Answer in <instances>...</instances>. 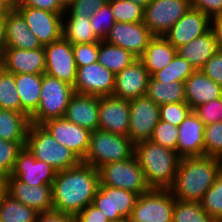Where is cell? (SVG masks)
Returning <instances> with one entry per match:
<instances>
[{
  "mask_svg": "<svg viewBox=\"0 0 222 222\" xmlns=\"http://www.w3.org/2000/svg\"><path fill=\"white\" fill-rule=\"evenodd\" d=\"M177 154L183 157L205 155L204 131L205 124L192 111L178 126Z\"/></svg>",
  "mask_w": 222,
  "mask_h": 222,
  "instance_id": "obj_22",
  "label": "cell"
},
{
  "mask_svg": "<svg viewBox=\"0 0 222 222\" xmlns=\"http://www.w3.org/2000/svg\"><path fill=\"white\" fill-rule=\"evenodd\" d=\"M30 124L27 114L0 109V139L18 142L25 147Z\"/></svg>",
  "mask_w": 222,
  "mask_h": 222,
  "instance_id": "obj_29",
  "label": "cell"
},
{
  "mask_svg": "<svg viewBox=\"0 0 222 222\" xmlns=\"http://www.w3.org/2000/svg\"><path fill=\"white\" fill-rule=\"evenodd\" d=\"M201 71L222 86V53L216 52L202 67Z\"/></svg>",
  "mask_w": 222,
  "mask_h": 222,
  "instance_id": "obj_48",
  "label": "cell"
},
{
  "mask_svg": "<svg viewBox=\"0 0 222 222\" xmlns=\"http://www.w3.org/2000/svg\"><path fill=\"white\" fill-rule=\"evenodd\" d=\"M74 94L72 85L46 73L42 74L39 106L30 116L31 123L43 124L47 120L64 117Z\"/></svg>",
  "mask_w": 222,
  "mask_h": 222,
  "instance_id": "obj_6",
  "label": "cell"
},
{
  "mask_svg": "<svg viewBox=\"0 0 222 222\" xmlns=\"http://www.w3.org/2000/svg\"><path fill=\"white\" fill-rule=\"evenodd\" d=\"M58 1L66 9L70 5L72 0H58Z\"/></svg>",
  "mask_w": 222,
  "mask_h": 222,
  "instance_id": "obj_58",
  "label": "cell"
},
{
  "mask_svg": "<svg viewBox=\"0 0 222 222\" xmlns=\"http://www.w3.org/2000/svg\"><path fill=\"white\" fill-rule=\"evenodd\" d=\"M114 222H128V218H123V219H121L119 221H114Z\"/></svg>",
  "mask_w": 222,
  "mask_h": 222,
  "instance_id": "obj_60",
  "label": "cell"
},
{
  "mask_svg": "<svg viewBox=\"0 0 222 222\" xmlns=\"http://www.w3.org/2000/svg\"><path fill=\"white\" fill-rule=\"evenodd\" d=\"M153 37L154 35L143 22H116L104 41L119 46L140 58Z\"/></svg>",
  "mask_w": 222,
  "mask_h": 222,
  "instance_id": "obj_15",
  "label": "cell"
},
{
  "mask_svg": "<svg viewBox=\"0 0 222 222\" xmlns=\"http://www.w3.org/2000/svg\"><path fill=\"white\" fill-rule=\"evenodd\" d=\"M21 113L29 117L37 110L40 101L42 74H14Z\"/></svg>",
  "mask_w": 222,
  "mask_h": 222,
  "instance_id": "obj_30",
  "label": "cell"
},
{
  "mask_svg": "<svg viewBox=\"0 0 222 222\" xmlns=\"http://www.w3.org/2000/svg\"><path fill=\"white\" fill-rule=\"evenodd\" d=\"M62 37L72 45L100 42L91 28L90 17L62 16Z\"/></svg>",
  "mask_w": 222,
  "mask_h": 222,
  "instance_id": "obj_31",
  "label": "cell"
},
{
  "mask_svg": "<svg viewBox=\"0 0 222 222\" xmlns=\"http://www.w3.org/2000/svg\"><path fill=\"white\" fill-rule=\"evenodd\" d=\"M221 170L222 159L206 155L183 157L169 190L177 200L200 202Z\"/></svg>",
  "mask_w": 222,
  "mask_h": 222,
  "instance_id": "obj_2",
  "label": "cell"
},
{
  "mask_svg": "<svg viewBox=\"0 0 222 222\" xmlns=\"http://www.w3.org/2000/svg\"><path fill=\"white\" fill-rule=\"evenodd\" d=\"M12 8H15L17 0H5Z\"/></svg>",
  "mask_w": 222,
  "mask_h": 222,
  "instance_id": "obj_59",
  "label": "cell"
},
{
  "mask_svg": "<svg viewBox=\"0 0 222 222\" xmlns=\"http://www.w3.org/2000/svg\"><path fill=\"white\" fill-rule=\"evenodd\" d=\"M174 197L169 189H150L139 195L131 218L140 222H172Z\"/></svg>",
  "mask_w": 222,
  "mask_h": 222,
  "instance_id": "obj_9",
  "label": "cell"
},
{
  "mask_svg": "<svg viewBox=\"0 0 222 222\" xmlns=\"http://www.w3.org/2000/svg\"><path fill=\"white\" fill-rule=\"evenodd\" d=\"M90 23L93 32L100 40H104L111 27L116 23L109 3L95 11L90 16Z\"/></svg>",
  "mask_w": 222,
  "mask_h": 222,
  "instance_id": "obj_40",
  "label": "cell"
},
{
  "mask_svg": "<svg viewBox=\"0 0 222 222\" xmlns=\"http://www.w3.org/2000/svg\"><path fill=\"white\" fill-rule=\"evenodd\" d=\"M25 18L31 32L42 46L62 38V16L64 13H52L30 6H15Z\"/></svg>",
  "mask_w": 222,
  "mask_h": 222,
  "instance_id": "obj_14",
  "label": "cell"
},
{
  "mask_svg": "<svg viewBox=\"0 0 222 222\" xmlns=\"http://www.w3.org/2000/svg\"><path fill=\"white\" fill-rule=\"evenodd\" d=\"M138 197L139 194L131 191L99 184L92 204L114 222L131 217Z\"/></svg>",
  "mask_w": 222,
  "mask_h": 222,
  "instance_id": "obj_10",
  "label": "cell"
},
{
  "mask_svg": "<svg viewBox=\"0 0 222 222\" xmlns=\"http://www.w3.org/2000/svg\"><path fill=\"white\" fill-rule=\"evenodd\" d=\"M36 222H76L75 216L56 210L40 212Z\"/></svg>",
  "mask_w": 222,
  "mask_h": 222,
  "instance_id": "obj_52",
  "label": "cell"
},
{
  "mask_svg": "<svg viewBox=\"0 0 222 222\" xmlns=\"http://www.w3.org/2000/svg\"><path fill=\"white\" fill-rule=\"evenodd\" d=\"M190 8V0H151L143 23L154 36H163Z\"/></svg>",
  "mask_w": 222,
  "mask_h": 222,
  "instance_id": "obj_8",
  "label": "cell"
},
{
  "mask_svg": "<svg viewBox=\"0 0 222 222\" xmlns=\"http://www.w3.org/2000/svg\"><path fill=\"white\" fill-rule=\"evenodd\" d=\"M98 170L100 185L121 188L139 195L151 189L134 154L128 159L107 163Z\"/></svg>",
  "mask_w": 222,
  "mask_h": 222,
  "instance_id": "obj_7",
  "label": "cell"
},
{
  "mask_svg": "<svg viewBox=\"0 0 222 222\" xmlns=\"http://www.w3.org/2000/svg\"><path fill=\"white\" fill-rule=\"evenodd\" d=\"M133 154L134 143L129 136L97 129L90 133L89 149L82 162L99 169L107 163L128 159Z\"/></svg>",
  "mask_w": 222,
  "mask_h": 222,
  "instance_id": "obj_5",
  "label": "cell"
},
{
  "mask_svg": "<svg viewBox=\"0 0 222 222\" xmlns=\"http://www.w3.org/2000/svg\"><path fill=\"white\" fill-rule=\"evenodd\" d=\"M191 8L199 10L210 19L222 16V0H190Z\"/></svg>",
  "mask_w": 222,
  "mask_h": 222,
  "instance_id": "obj_49",
  "label": "cell"
},
{
  "mask_svg": "<svg viewBox=\"0 0 222 222\" xmlns=\"http://www.w3.org/2000/svg\"><path fill=\"white\" fill-rule=\"evenodd\" d=\"M5 32L7 47L25 50L43 47L16 8H13L5 18Z\"/></svg>",
  "mask_w": 222,
  "mask_h": 222,
  "instance_id": "obj_26",
  "label": "cell"
},
{
  "mask_svg": "<svg viewBox=\"0 0 222 222\" xmlns=\"http://www.w3.org/2000/svg\"><path fill=\"white\" fill-rule=\"evenodd\" d=\"M128 1H132L133 3L145 8L151 0H128Z\"/></svg>",
  "mask_w": 222,
  "mask_h": 222,
  "instance_id": "obj_57",
  "label": "cell"
},
{
  "mask_svg": "<svg viewBox=\"0 0 222 222\" xmlns=\"http://www.w3.org/2000/svg\"><path fill=\"white\" fill-rule=\"evenodd\" d=\"M216 40L211 30L177 48V54L201 70L204 64L217 52Z\"/></svg>",
  "mask_w": 222,
  "mask_h": 222,
  "instance_id": "obj_27",
  "label": "cell"
},
{
  "mask_svg": "<svg viewBox=\"0 0 222 222\" xmlns=\"http://www.w3.org/2000/svg\"><path fill=\"white\" fill-rule=\"evenodd\" d=\"M43 47L46 61L45 73L73 86L77 65L72 44L62 37Z\"/></svg>",
  "mask_w": 222,
  "mask_h": 222,
  "instance_id": "obj_12",
  "label": "cell"
},
{
  "mask_svg": "<svg viewBox=\"0 0 222 222\" xmlns=\"http://www.w3.org/2000/svg\"><path fill=\"white\" fill-rule=\"evenodd\" d=\"M128 222H140V221H136V220L132 219L131 217H129Z\"/></svg>",
  "mask_w": 222,
  "mask_h": 222,
  "instance_id": "obj_61",
  "label": "cell"
},
{
  "mask_svg": "<svg viewBox=\"0 0 222 222\" xmlns=\"http://www.w3.org/2000/svg\"><path fill=\"white\" fill-rule=\"evenodd\" d=\"M7 49L6 44V32H5V18L0 19V62H2L5 50Z\"/></svg>",
  "mask_w": 222,
  "mask_h": 222,
  "instance_id": "obj_54",
  "label": "cell"
},
{
  "mask_svg": "<svg viewBox=\"0 0 222 222\" xmlns=\"http://www.w3.org/2000/svg\"><path fill=\"white\" fill-rule=\"evenodd\" d=\"M159 106L146 95L130 100L128 136L136 144L150 140L159 123Z\"/></svg>",
  "mask_w": 222,
  "mask_h": 222,
  "instance_id": "obj_11",
  "label": "cell"
},
{
  "mask_svg": "<svg viewBox=\"0 0 222 222\" xmlns=\"http://www.w3.org/2000/svg\"><path fill=\"white\" fill-rule=\"evenodd\" d=\"M149 78L150 75L143 62L138 59L115 74L113 96L129 101L145 96Z\"/></svg>",
  "mask_w": 222,
  "mask_h": 222,
  "instance_id": "obj_20",
  "label": "cell"
},
{
  "mask_svg": "<svg viewBox=\"0 0 222 222\" xmlns=\"http://www.w3.org/2000/svg\"><path fill=\"white\" fill-rule=\"evenodd\" d=\"M139 58L133 53L101 40L99 42L98 62L114 74L121 72Z\"/></svg>",
  "mask_w": 222,
  "mask_h": 222,
  "instance_id": "obj_33",
  "label": "cell"
},
{
  "mask_svg": "<svg viewBox=\"0 0 222 222\" xmlns=\"http://www.w3.org/2000/svg\"><path fill=\"white\" fill-rule=\"evenodd\" d=\"M130 101L110 96L99 97L98 129L128 136Z\"/></svg>",
  "mask_w": 222,
  "mask_h": 222,
  "instance_id": "obj_16",
  "label": "cell"
},
{
  "mask_svg": "<svg viewBox=\"0 0 222 222\" xmlns=\"http://www.w3.org/2000/svg\"><path fill=\"white\" fill-rule=\"evenodd\" d=\"M38 214L8 194L0 201V222H36Z\"/></svg>",
  "mask_w": 222,
  "mask_h": 222,
  "instance_id": "obj_34",
  "label": "cell"
},
{
  "mask_svg": "<svg viewBox=\"0 0 222 222\" xmlns=\"http://www.w3.org/2000/svg\"><path fill=\"white\" fill-rule=\"evenodd\" d=\"M62 145L73 151L81 160L89 149L90 131L64 117L53 118L42 124Z\"/></svg>",
  "mask_w": 222,
  "mask_h": 222,
  "instance_id": "obj_17",
  "label": "cell"
},
{
  "mask_svg": "<svg viewBox=\"0 0 222 222\" xmlns=\"http://www.w3.org/2000/svg\"><path fill=\"white\" fill-rule=\"evenodd\" d=\"M77 67H83L98 61L99 42L72 45Z\"/></svg>",
  "mask_w": 222,
  "mask_h": 222,
  "instance_id": "obj_47",
  "label": "cell"
},
{
  "mask_svg": "<svg viewBox=\"0 0 222 222\" xmlns=\"http://www.w3.org/2000/svg\"><path fill=\"white\" fill-rule=\"evenodd\" d=\"M23 146L18 142L0 139V173L7 176L12 174L15 161Z\"/></svg>",
  "mask_w": 222,
  "mask_h": 222,
  "instance_id": "obj_44",
  "label": "cell"
},
{
  "mask_svg": "<svg viewBox=\"0 0 222 222\" xmlns=\"http://www.w3.org/2000/svg\"><path fill=\"white\" fill-rule=\"evenodd\" d=\"M194 113L206 125L222 121V97L196 107Z\"/></svg>",
  "mask_w": 222,
  "mask_h": 222,
  "instance_id": "obj_46",
  "label": "cell"
},
{
  "mask_svg": "<svg viewBox=\"0 0 222 222\" xmlns=\"http://www.w3.org/2000/svg\"><path fill=\"white\" fill-rule=\"evenodd\" d=\"M25 148L36 160L50 164L57 172L77 166L82 160L60 144L42 124H30Z\"/></svg>",
  "mask_w": 222,
  "mask_h": 222,
  "instance_id": "obj_4",
  "label": "cell"
},
{
  "mask_svg": "<svg viewBox=\"0 0 222 222\" xmlns=\"http://www.w3.org/2000/svg\"><path fill=\"white\" fill-rule=\"evenodd\" d=\"M210 30L215 36L218 52L222 53V16L210 19Z\"/></svg>",
  "mask_w": 222,
  "mask_h": 222,
  "instance_id": "obj_53",
  "label": "cell"
},
{
  "mask_svg": "<svg viewBox=\"0 0 222 222\" xmlns=\"http://www.w3.org/2000/svg\"><path fill=\"white\" fill-rule=\"evenodd\" d=\"M57 171L35 156L25 147L19 152L14 169L9 177H15L28 185H52Z\"/></svg>",
  "mask_w": 222,
  "mask_h": 222,
  "instance_id": "obj_18",
  "label": "cell"
},
{
  "mask_svg": "<svg viewBox=\"0 0 222 222\" xmlns=\"http://www.w3.org/2000/svg\"><path fill=\"white\" fill-rule=\"evenodd\" d=\"M8 177L9 176L0 173V201L7 195Z\"/></svg>",
  "mask_w": 222,
  "mask_h": 222,
  "instance_id": "obj_55",
  "label": "cell"
},
{
  "mask_svg": "<svg viewBox=\"0 0 222 222\" xmlns=\"http://www.w3.org/2000/svg\"><path fill=\"white\" fill-rule=\"evenodd\" d=\"M76 222H110L108 218L92 203L75 216Z\"/></svg>",
  "mask_w": 222,
  "mask_h": 222,
  "instance_id": "obj_51",
  "label": "cell"
},
{
  "mask_svg": "<svg viewBox=\"0 0 222 222\" xmlns=\"http://www.w3.org/2000/svg\"><path fill=\"white\" fill-rule=\"evenodd\" d=\"M194 71L191 63L176 54L167 66L155 72L151 77L156 81L184 82Z\"/></svg>",
  "mask_w": 222,
  "mask_h": 222,
  "instance_id": "obj_37",
  "label": "cell"
},
{
  "mask_svg": "<svg viewBox=\"0 0 222 222\" xmlns=\"http://www.w3.org/2000/svg\"><path fill=\"white\" fill-rule=\"evenodd\" d=\"M115 74L98 61L77 67L74 92L97 97L113 95Z\"/></svg>",
  "mask_w": 222,
  "mask_h": 222,
  "instance_id": "obj_13",
  "label": "cell"
},
{
  "mask_svg": "<svg viewBox=\"0 0 222 222\" xmlns=\"http://www.w3.org/2000/svg\"><path fill=\"white\" fill-rule=\"evenodd\" d=\"M200 204L216 222H222V170L206 191Z\"/></svg>",
  "mask_w": 222,
  "mask_h": 222,
  "instance_id": "obj_38",
  "label": "cell"
},
{
  "mask_svg": "<svg viewBox=\"0 0 222 222\" xmlns=\"http://www.w3.org/2000/svg\"><path fill=\"white\" fill-rule=\"evenodd\" d=\"M99 97L75 93L66 108L64 118L90 132L98 129Z\"/></svg>",
  "mask_w": 222,
  "mask_h": 222,
  "instance_id": "obj_24",
  "label": "cell"
},
{
  "mask_svg": "<svg viewBox=\"0 0 222 222\" xmlns=\"http://www.w3.org/2000/svg\"><path fill=\"white\" fill-rule=\"evenodd\" d=\"M108 0H72L63 16L90 17L95 11L102 8Z\"/></svg>",
  "mask_w": 222,
  "mask_h": 222,
  "instance_id": "obj_45",
  "label": "cell"
},
{
  "mask_svg": "<svg viewBox=\"0 0 222 222\" xmlns=\"http://www.w3.org/2000/svg\"><path fill=\"white\" fill-rule=\"evenodd\" d=\"M12 9L13 8L5 0H0V19L6 18Z\"/></svg>",
  "mask_w": 222,
  "mask_h": 222,
  "instance_id": "obj_56",
  "label": "cell"
},
{
  "mask_svg": "<svg viewBox=\"0 0 222 222\" xmlns=\"http://www.w3.org/2000/svg\"><path fill=\"white\" fill-rule=\"evenodd\" d=\"M205 155L222 159V121L205 126Z\"/></svg>",
  "mask_w": 222,
  "mask_h": 222,
  "instance_id": "obj_41",
  "label": "cell"
},
{
  "mask_svg": "<svg viewBox=\"0 0 222 222\" xmlns=\"http://www.w3.org/2000/svg\"><path fill=\"white\" fill-rule=\"evenodd\" d=\"M0 109L21 113V100L18 96L15 76L3 67L0 69Z\"/></svg>",
  "mask_w": 222,
  "mask_h": 222,
  "instance_id": "obj_36",
  "label": "cell"
},
{
  "mask_svg": "<svg viewBox=\"0 0 222 222\" xmlns=\"http://www.w3.org/2000/svg\"><path fill=\"white\" fill-rule=\"evenodd\" d=\"M2 67L13 74H44L46 68L44 47L33 50L7 47Z\"/></svg>",
  "mask_w": 222,
  "mask_h": 222,
  "instance_id": "obj_23",
  "label": "cell"
},
{
  "mask_svg": "<svg viewBox=\"0 0 222 222\" xmlns=\"http://www.w3.org/2000/svg\"><path fill=\"white\" fill-rule=\"evenodd\" d=\"M172 222H216L200 202L181 201L174 198Z\"/></svg>",
  "mask_w": 222,
  "mask_h": 222,
  "instance_id": "obj_35",
  "label": "cell"
},
{
  "mask_svg": "<svg viewBox=\"0 0 222 222\" xmlns=\"http://www.w3.org/2000/svg\"><path fill=\"white\" fill-rule=\"evenodd\" d=\"M16 6H30L52 13H64L66 11L58 0H17Z\"/></svg>",
  "mask_w": 222,
  "mask_h": 222,
  "instance_id": "obj_50",
  "label": "cell"
},
{
  "mask_svg": "<svg viewBox=\"0 0 222 222\" xmlns=\"http://www.w3.org/2000/svg\"><path fill=\"white\" fill-rule=\"evenodd\" d=\"M210 30V18L190 8L163 36L177 49Z\"/></svg>",
  "mask_w": 222,
  "mask_h": 222,
  "instance_id": "obj_19",
  "label": "cell"
},
{
  "mask_svg": "<svg viewBox=\"0 0 222 222\" xmlns=\"http://www.w3.org/2000/svg\"><path fill=\"white\" fill-rule=\"evenodd\" d=\"M176 54L177 49L164 36H154L139 59L152 76L167 66Z\"/></svg>",
  "mask_w": 222,
  "mask_h": 222,
  "instance_id": "obj_28",
  "label": "cell"
},
{
  "mask_svg": "<svg viewBox=\"0 0 222 222\" xmlns=\"http://www.w3.org/2000/svg\"><path fill=\"white\" fill-rule=\"evenodd\" d=\"M134 155L151 189H169L173 185L181 159L176 151L145 140L134 144Z\"/></svg>",
  "mask_w": 222,
  "mask_h": 222,
  "instance_id": "obj_3",
  "label": "cell"
},
{
  "mask_svg": "<svg viewBox=\"0 0 222 222\" xmlns=\"http://www.w3.org/2000/svg\"><path fill=\"white\" fill-rule=\"evenodd\" d=\"M99 184V170L82 161L58 171L52 184L53 210L76 216L92 203Z\"/></svg>",
  "mask_w": 222,
  "mask_h": 222,
  "instance_id": "obj_1",
  "label": "cell"
},
{
  "mask_svg": "<svg viewBox=\"0 0 222 222\" xmlns=\"http://www.w3.org/2000/svg\"><path fill=\"white\" fill-rule=\"evenodd\" d=\"M116 22H143L144 8L128 0H108Z\"/></svg>",
  "mask_w": 222,
  "mask_h": 222,
  "instance_id": "obj_39",
  "label": "cell"
},
{
  "mask_svg": "<svg viewBox=\"0 0 222 222\" xmlns=\"http://www.w3.org/2000/svg\"><path fill=\"white\" fill-rule=\"evenodd\" d=\"M178 127L171 123L160 120L155 126L151 141L162 147L176 151L178 140Z\"/></svg>",
  "mask_w": 222,
  "mask_h": 222,
  "instance_id": "obj_42",
  "label": "cell"
},
{
  "mask_svg": "<svg viewBox=\"0 0 222 222\" xmlns=\"http://www.w3.org/2000/svg\"><path fill=\"white\" fill-rule=\"evenodd\" d=\"M193 109L186 102L162 104L159 106L160 120L178 127Z\"/></svg>",
  "mask_w": 222,
  "mask_h": 222,
  "instance_id": "obj_43",
  "label": "cell"
},
{
  "mask_svg": "<svg viewBox=\"0 0 222 222\" xmlns=\"http://www.w3.org/2000/svg\"><path fill=\"white\" fill-rule=\"evenodd\" d=\"M7 194L38 213L53 210L52 185L33 186L8 177Z\"/></svg>",
  "mask_w": 222,
  "mask_h": 222,
  "instance_id": "obj_21",
  "label": "cell"
},
{
  "mask_svg": "<svg viewBox=\"0 0 222 222\" xmlns=\"http://www.w3.org/2000/svg\"><path fill=\"white\" fill-rule=\"evenodd\" d=\"M146 96L158 106L185 102V85L184 82L177 81H156L150 76Z\"/></svg>",
  "mask_w": 222,
  "mask_h": 222,
  "instance_id": "obj_32",
  "label": "cell"
},
{
  "mask_svg": "<svg viewBox=\"0 0 222 222\" xmlns=\"http://www.w3.org/2000/svg\"><path fill=\"white\" fill-rule=\"evenodd\" d=\"M185 102L194 110L196 107L222 97V86L195 70L185 81Z\"/></svg>",
  "mask_w": 222,
  "mask_h": 222,
  "instance_id": "obj_25",
  "label": "cell"
}]
</instances>
